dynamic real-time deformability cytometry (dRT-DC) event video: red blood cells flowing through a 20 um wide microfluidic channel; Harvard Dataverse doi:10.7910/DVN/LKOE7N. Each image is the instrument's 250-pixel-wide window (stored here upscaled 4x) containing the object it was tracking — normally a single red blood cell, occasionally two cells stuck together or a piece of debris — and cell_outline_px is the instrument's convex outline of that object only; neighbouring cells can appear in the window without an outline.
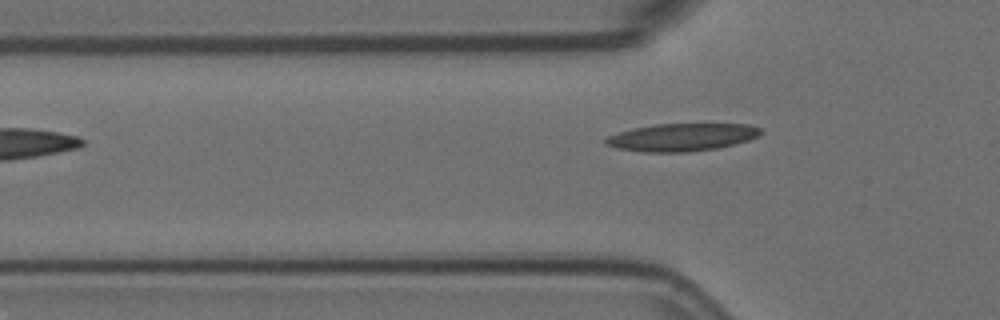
{"species": "Egyptian fruit bat (a non-hibernating species)", "species_latin": "Rousettus aegyptiacus", "temperature_condition": "room temperature", "stored_images_in_passage": 3, "camera_frame_rate_fps": 3000, "um_per_image_px": 0.085, "animal": {"sex": "female"}, "frame": {"image": 1, "passage_image": 3, "time_ms": 0.667, "image_size_px": [1000, 320], "cell_outline_px": [[764, 132], [760, 136], [748, 140], [716, 148], [688, 152], [644, 152], [616, 148], [604, 144], [604, 140], [608, 136], [632, 128], [656, 124], [748, 124], [760, 128]], "centroid_in_image_um": [57.96, 11.66], "position_along_channel_um": 67.8, "area_um2": 24.97}}